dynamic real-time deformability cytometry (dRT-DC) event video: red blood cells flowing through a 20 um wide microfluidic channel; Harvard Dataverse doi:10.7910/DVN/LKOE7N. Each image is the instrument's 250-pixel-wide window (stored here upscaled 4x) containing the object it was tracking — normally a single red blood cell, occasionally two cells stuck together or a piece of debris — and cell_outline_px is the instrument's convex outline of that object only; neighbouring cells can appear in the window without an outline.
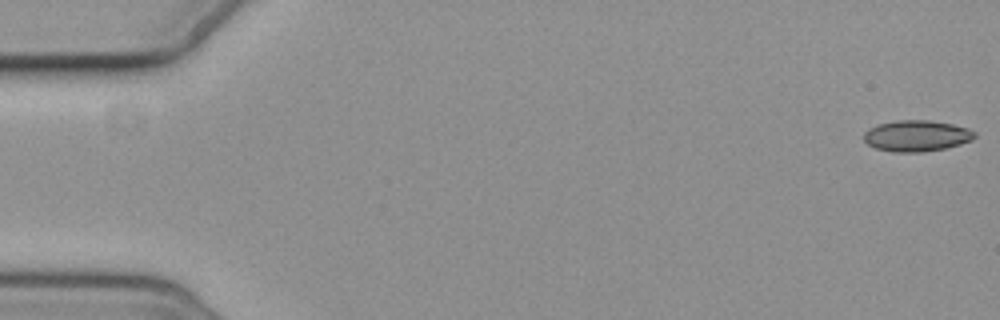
{"species": "common noctule bat (a hibernating species)", "species_latin": "Nyctalus noctula", "temperature_condition": "cold", "stored_images_in_passage": 5, "camera_frame_rate_fps": 3000, "um_per_image_px": 0.085, "animal": {"sex": "female", "body_mass_g": 19.3, "forearm_length_mm": 54.1}, "frame": {"image": 1, "passage_image": 1, "time_ms": 0.0, "image_size_px": [1000, 320], "cell_outline_px": [[976, 136], [972, 140], [960, 144], [944, 148], [920, 152], [892, 152], [876, 148], [868, 144], [864, 140], [864, 132], [868, 128], [880, 124], [900, 120], [928, 120], [952, 124], [968, 128], [976, 132]], "centroid_in_image_um": [77.92, 11.54], "position_along_channel_um": 7.1, "area_um2": 20.0}}
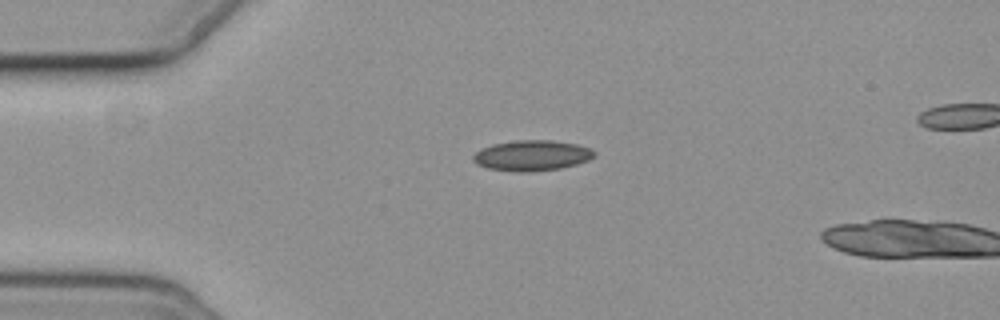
{"frame": {"image": 2, "passage_image": 4, "time_ms": 4.333, "image_size_px": [1000, 320], "cell_outline_px": [[596, 156], [588, 160], [576, 164], [560, 168], [528, 172], [520, 172], [488, 168], [476, 164], [472, 160], [472, 156], [476, 152], [492, 144], [516, 140], [552, 140], [576, 144], [588, 148], [596, 152]], "centroid_in_image_um": [45.21, 13.21], "position_along_channel_um": 39.8, "area_um2": 21.44}}